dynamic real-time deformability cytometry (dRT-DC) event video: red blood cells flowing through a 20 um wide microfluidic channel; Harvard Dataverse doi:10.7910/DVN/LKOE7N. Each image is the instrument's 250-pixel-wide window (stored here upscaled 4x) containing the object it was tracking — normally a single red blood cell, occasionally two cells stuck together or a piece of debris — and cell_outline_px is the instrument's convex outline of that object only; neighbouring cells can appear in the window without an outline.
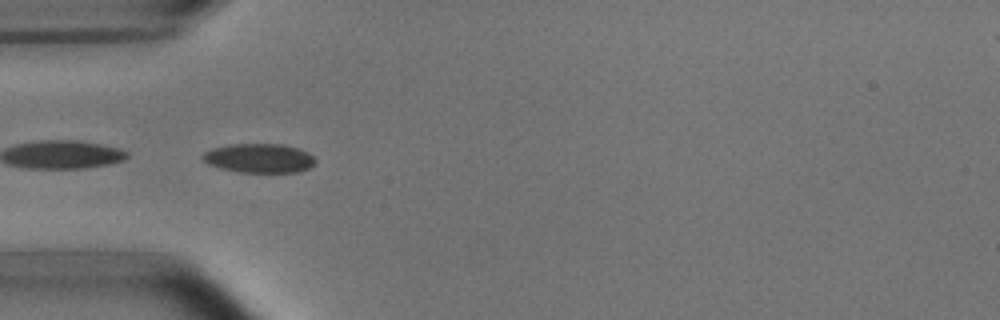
{"species": "common noctule bat (a hibernating species)", "species_latin": "Nyctalus noctula", "temperature_condition": "room temperature", "stored_images_in_passage": 10, "camera_frame_rate_fps": 3000, "um_per_image_px": 0.085, "animal": {"sex": "male", "body_mass_g": 15.6}, "frame": {"image": 1, "passage_image": 4, "time_ms": 4.333, "image_size_px": [1000, 320], "cell_outline_px": [[316, 160], [308, 168], [296, 172], [240, 172], [220, 168], [208, 164], [200, 156], [204, 152], [212, 148], [232, 144], [280, 144], [296, 148], [308, 152]], "centroid_in_image_um": [21.99, 13.44], "position_along_channel_um": 63.0, "area_um2": 18.96}}
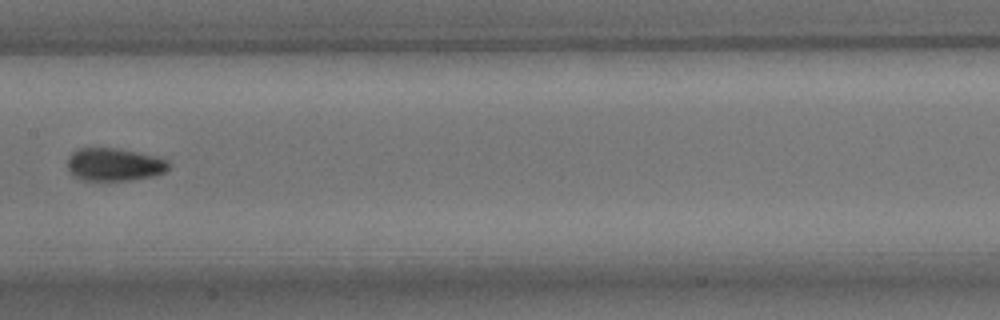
{"frame": {"image": 2, "passage_image": 7, "time_ms": 8.0, "image_size_px": [1000, 320], "cell_outline_px": [[172, 164], [164, 172], [152, 176], [132, 180], [84, 180], [72, 176], [68, 168], [68, 156], [72, 152], [80, 148], [116, 148], [156, 156], [168, 160]], "centroid_in_image_um": [9.71, 13.98], "position_along_channel_um": 197.7, "area_um2": 19.42}}
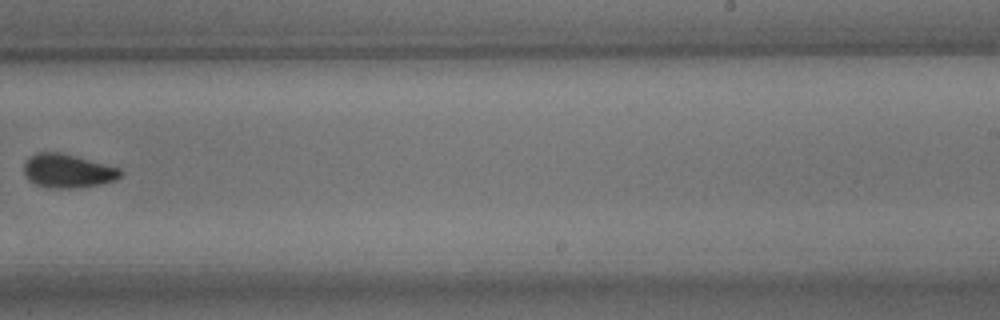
{"frame": {"image": 3, "passage_image": 9, "time_ms": 10.333, "image_size_px": [1000, 320], "cell_outline_px": [[124, 172], [116, 180], [100, 184], [80, 188], [48, 188], [36, 184], [28, 180], [24, 172], [24, 164], [28, 156], [40, 152], [60, 152], [120, 168]], "centroid_in_image_um": [5.75, 14.54], "position_along_channel_um": 283.3, "area_um2": 19.07}}